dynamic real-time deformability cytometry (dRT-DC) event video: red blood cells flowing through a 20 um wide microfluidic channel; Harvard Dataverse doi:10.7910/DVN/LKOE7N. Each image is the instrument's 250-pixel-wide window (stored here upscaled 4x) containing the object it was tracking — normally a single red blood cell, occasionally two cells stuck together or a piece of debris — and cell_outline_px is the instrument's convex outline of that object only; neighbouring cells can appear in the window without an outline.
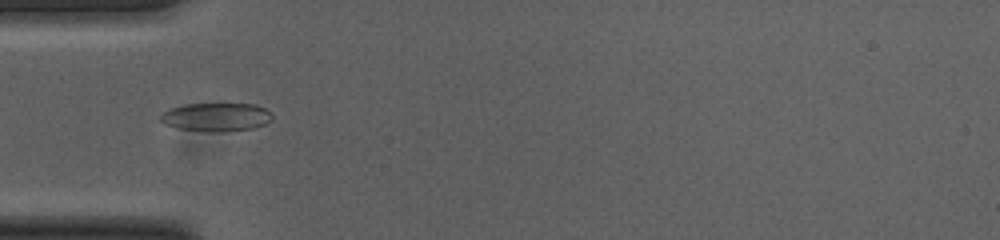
{"species": "common noctule bat (a hibernating species)", "species_latin": "Nyctalus noctula", "temperature_condition": "cold", "stored_images_in_passage": 53, "camera_frame_rate_fps": 3000, "um_per_image_px": 0.085, "animal": {"sex": "female", "body_mass_g": 23.0, "forearm_length_mm": 53.4}, "frame": {"image": 1, "passage_image": 17, "time_ms": 5.333, "image_size_px": [1000, 240], "cell_outline_px": [[272, 120], [256, 128], [212, 132], [208, 132], [180, 128], [164, 124], [156, 116], [160, 112], [184, 104], [256, 104], [272, 112]], "centroid_in_image_um": [18.36, 9.94], "position_along_channel_um": 66.6, "area_um2": 18.67}}
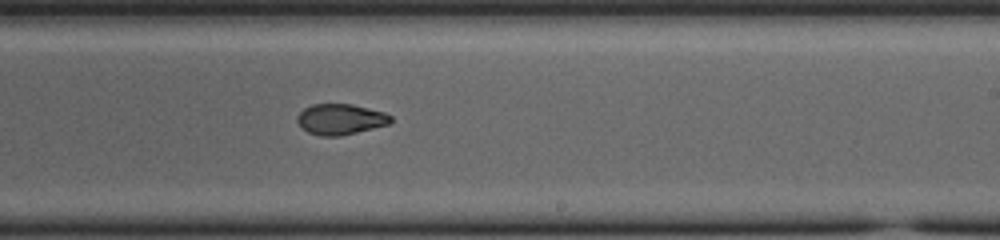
{"frame": {"image": 2, "passage_image": 32, "time_ms": 10.333, "image_size_px": [1000, 240], "cell_outline_px": [[392, 120], [388, 124], [340, 136], [320, 136], [308, 132], [296, 120], [296, 116], [304, 108], [312, 104], [352, 104], [384, 112], [392, 116]], "centroid_in_image_um": [28.92, 10.13], "position_along_channel_um": 260.1, "area_um2": 16.59}}
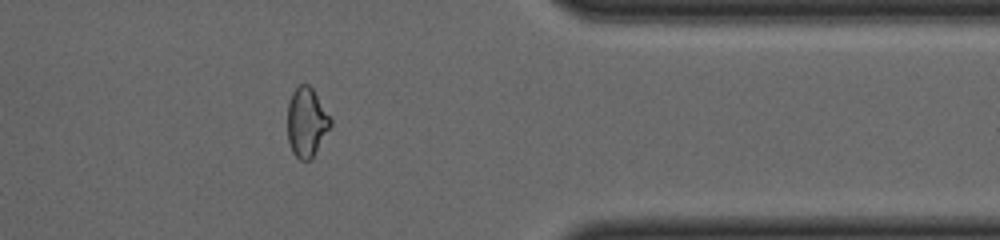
{"frame": {"image": 3, "passage_image": 43, "time_ms": 14.0, "image_size_px": [1000, 240], "cell_outline_px": [[332, 124], [312, 160], [300, 160], [292, 152], [288, 140], [288, 104], [292, 92], [300, 84], [308, 84], [312, 88], [332, 120]], "centroid_in_image_um": [26.06, 10.42], "position_along_channel_um": 385.3, "area_um2": 17.34}, "authors_computed_cell_mechanics": {"area_um2": 17.6868, "velocity_mm_per_s": 3.8613, "shape_relaxation_time_tau1_ms": null, "shape_relaxation_time_tau2_ms": 2.0057, "deformation_change_tau1": null, "deformation_change_tau2": 0.0697}}